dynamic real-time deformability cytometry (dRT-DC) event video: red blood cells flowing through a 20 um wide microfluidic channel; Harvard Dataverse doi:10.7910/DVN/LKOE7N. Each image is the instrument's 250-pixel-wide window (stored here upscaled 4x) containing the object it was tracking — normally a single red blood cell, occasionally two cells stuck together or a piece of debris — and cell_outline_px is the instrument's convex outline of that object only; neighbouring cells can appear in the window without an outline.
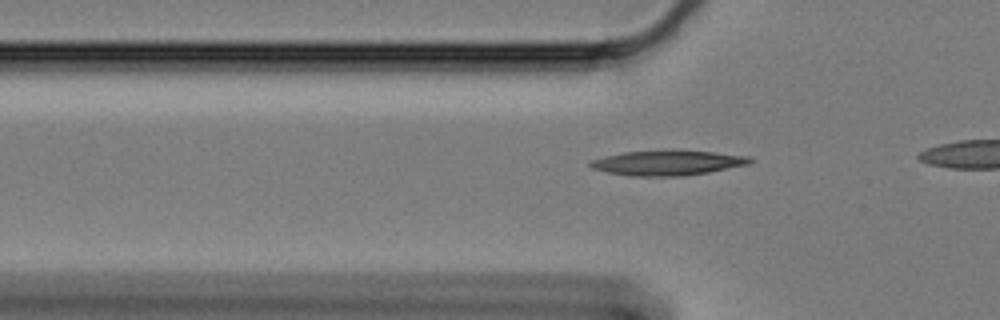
{"species": "Egyptian fruit bat (a non-hibernating species)", "species_latin": "Rousettus aegyptiacus", "temperature_condition": "cold", "stored_images_in_passage": 13, "camera_frame_rate_fps": 3000, "um_per_image_px": 0.085, "animal": {"sex": "female"}, "frame": {"image": 1, "passage_image": 6, "time_ms": 1.667, "image_size_px": [1000, 320], "cell_outline_px": [[752, 160], [748, 164], [708, 172], [684, 176], [628, 176], [608, 172], [592, 168], [588, 164], [592, 160], [604, 156], [624, 152], [712, 152], [748, 156]], "centroid_in_image_um": [56.7, 13.87], "position_along_channel_um": 69.1, "area_um2": 22.31}}
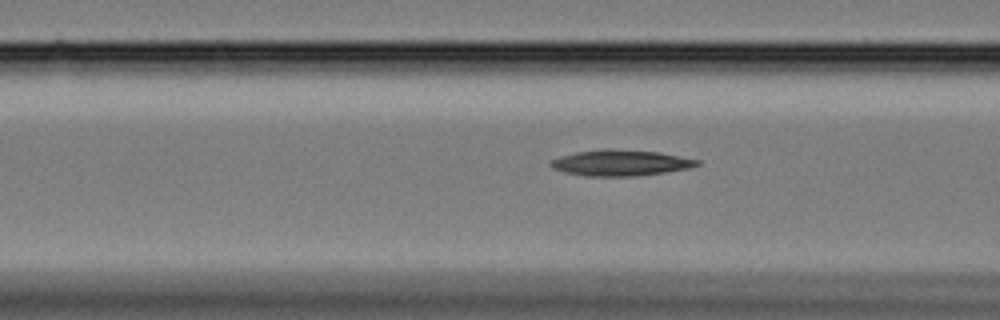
{"frame": {"image": 2, "passage_image": 10, "time_ms": 3.0, "image_size_px": [1000, 320], "cell_outline_px": [[700, 164], [692, 168], [636, 176], [584, 176], [564, 172], [552, 168], [548, 164], [552, 160], [560, 156], [576, 152], [600, 148], [612, 148], [660, 152], [700, 160]], "centroid_in_image_um": [52.74, 13.83], "position_along_channel_um": 113.9, "area_um2": 22.43}}